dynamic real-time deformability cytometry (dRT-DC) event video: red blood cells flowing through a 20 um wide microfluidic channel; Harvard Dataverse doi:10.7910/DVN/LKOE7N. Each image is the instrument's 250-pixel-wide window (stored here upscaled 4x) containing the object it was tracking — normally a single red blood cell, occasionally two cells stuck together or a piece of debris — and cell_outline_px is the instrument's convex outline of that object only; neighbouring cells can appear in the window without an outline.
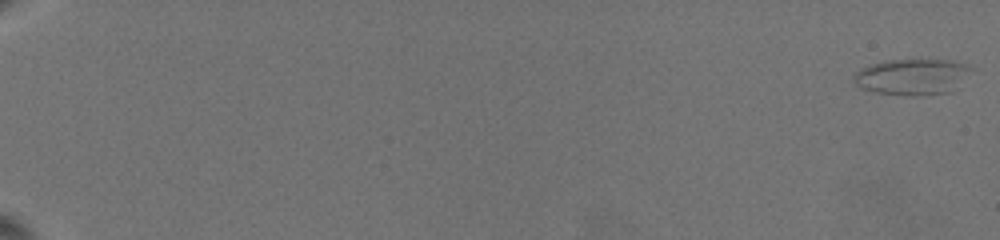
{"species": "common noctule bat (a hibernating species)", "species_latin": "Nyctalus noctula", "temperature_condition": "warm", "stored_images_in_passage": 21, "camera_frame_rate_fps": 3000, "um_per_image_px": 0.085, "animal": {"sex": "female", "body_mass_g": 19.5, "forearm_length_mm": 54.1}, "frame": {"image": 1, "passage_image": 1, "time_ms": 0.0, "image_size_px": [1000, 240], "cell_outline_px": [[972, 68], [952, 92], [924, 96], [908, 96], [876, 92], [856, 88], [852, 80], [852, 76], [860, 68], [868, 64], [884, 60], [952, 60], [964, 64]], "centroid_in_image_um": [77.44, 6.54], "position_along_channel_um": 7.6, "area_um2": 25.03}}
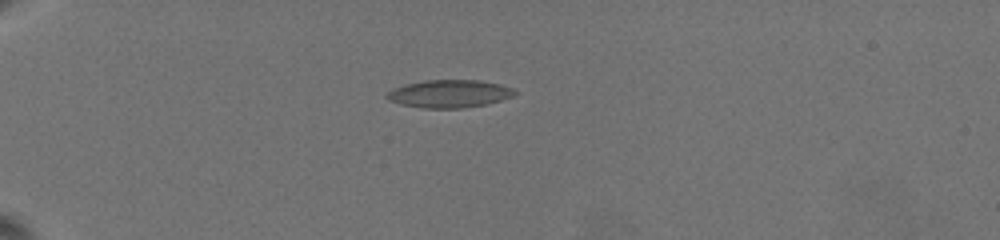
{"frame": {"image": 2, "passage_image": 17, "time_ms": 7.0, "image_size_px": [1000, 240], "cell_outline_px": [[520, 92], [512, 96], [500, 100], [484, 104], [460, 108], [420, 108], [400, 104], [388, 100], [384, 96], [392, 88], [404, 84], [424, 80], [480, 80], [500, 84], [516, 88]], "centroid_in_image_um": [38.18, 7.95], "position_along_channel_um": 46.8, "area_um2": 20.92}}